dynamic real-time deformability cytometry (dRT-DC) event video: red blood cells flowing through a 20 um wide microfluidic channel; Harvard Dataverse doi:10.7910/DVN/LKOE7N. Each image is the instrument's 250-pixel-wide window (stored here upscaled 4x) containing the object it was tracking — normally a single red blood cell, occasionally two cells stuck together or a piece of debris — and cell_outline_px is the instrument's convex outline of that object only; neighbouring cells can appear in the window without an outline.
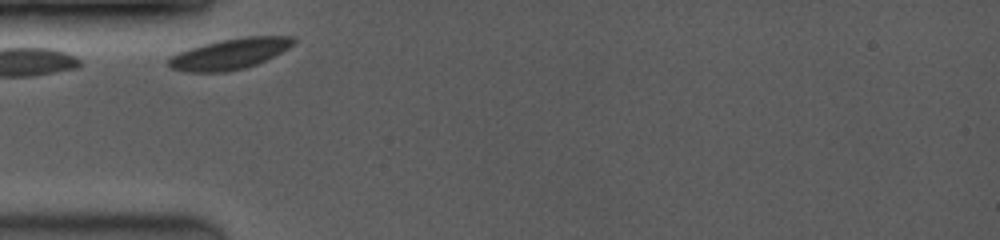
{"species": "common noctule bat (a hibernating species)", "species_latin": "Nyctalus noctula", "temperature_condition": "room temperature", "stored_images_in_passage": 17, "camera_frame_rate_fps": 3500, "um_per_image_px": 0.085, "animal": {"sex": "female", "body_mass_g": 19.0, "forearm_length_mm": 53.3}, "frame": {"image": 1, "passage_image": 1, "time_ms": 0.0, "image_size_px": [1000, 240], "cell_outline_px": [[296, 40], [288, 48], [256, 64], [244, 68], [224, 72], [184, 72], [172, 68], [168, 64], [168, 60], [172, 56], [180, 52], [204, 44], [220, 40], [244, 36], [292, 36]], "centroid_in_image_um": [19.53, 4.58], "position_along_channel_um": 65.5, "area_um2": 21.96}}
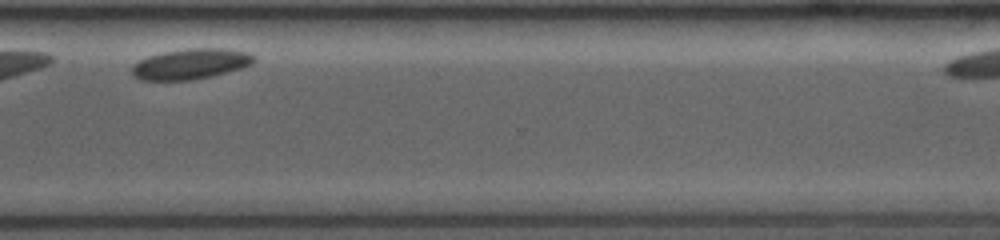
{"frame": {"image": 2, "passage_image": 15, "time_ms": 8.0, "image_size_px": [1000, 240], "cell_outline_px": [[256, 60], [252, 64], [240, 68], [192, 80], [140, 80], [132, 76], [132, 64], [148, 56], [164, 52], [188, 48], [224, 48], [248, 52], [256, 56]], "centroid_in_image_um": [16.19, 5.42], "position_along_channel_um": 354.4, "area_um2": 21.62}}
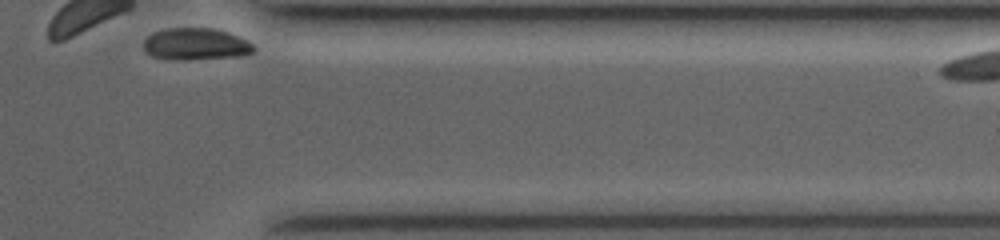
{"frame": {"image": 3, "passage_image": 17, "time_ms": 9.143, "image_size_px": [1000, 240], "cell_outline_px": [[256, 48], [252, 52], [244, 56], [184, 60], [176, 60], [152, 56], [144, 52], [144, 40], [152, 32], [164, 28], [212, 28], [228, 32], [240, 36], [248, 40]], "centroid_in_image_um": [16.65, 3.75], "position_along_channel_um": 394.8, "area_um2": 20.81}, "authors_computed_cell_mechanics": {"area_um2": 22.0796, "velocity_mm_per_s": 3.6184, "shape_relaxation_time_tau1_ms": 0.2832, "shape_relaxation_time_tau2_ms": null, "deformation_change_tau1": 0.0296, "deformation_change_tau2": null}}